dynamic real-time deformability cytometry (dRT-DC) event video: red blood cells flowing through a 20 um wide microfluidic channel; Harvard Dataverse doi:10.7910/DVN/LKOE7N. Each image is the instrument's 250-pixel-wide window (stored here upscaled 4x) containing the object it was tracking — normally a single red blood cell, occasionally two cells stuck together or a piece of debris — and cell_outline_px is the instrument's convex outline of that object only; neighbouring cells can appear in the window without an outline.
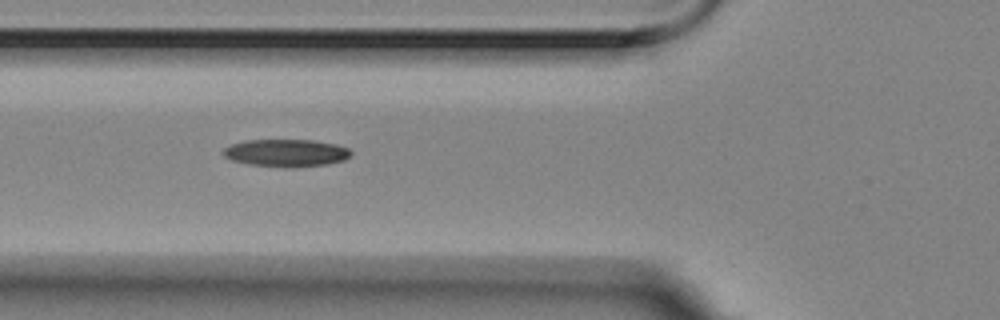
{"species": "Egyptian fruit bat (a non-hibernating species)", "species_latin": "Rousettus aegyptiacus", "temperature_condition": "room temperature", "stored_images_in_passage": 8, "camera_frame_rate_fps": 3000, "um_per_image_px": 0.085, "animal": {"sex": "female"}, "frame": {"image": 1, "passage_image": 3, "time_ms": 0.667, "image_size_px": [1000, 320], "cell_outline_px": [[352, 156], [344, 160], [328, 164], [248, 164], [232, 160], [224, 156], [220, 152], [224, 148], [232, 144], [244, 140], [312, 140], [336, 144], [348, 148], [352, 152]], "centroid_in_image_um": [24.31, 12.94], "position_along_channel_um": 101.5, "area_um2": 19.48}}
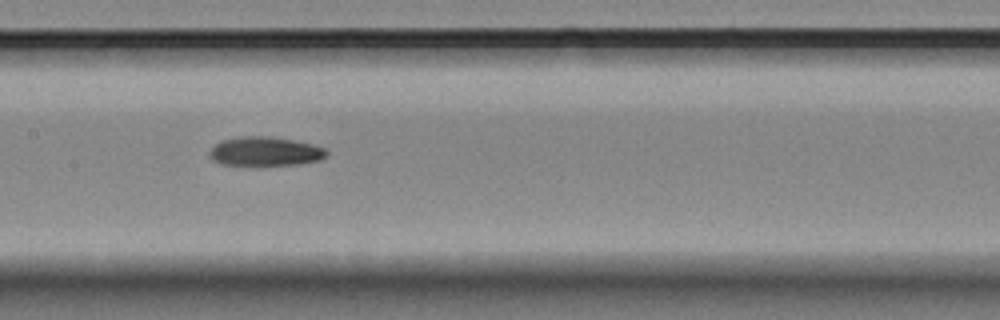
{"frame": {"image": 2, "passage_image": 5, "time_ms": 1.333, "image_size_px": [1000, 320], "cell_outline_px": [[328, 156], [320, 160], [300, 164], [220, 164], [212, 160], [208, 156], [208, 152], [220, 140], [240, 136], [268, 136], [292, 140], [312, 144], [324, 148], [328, 152]], "centroid_in_image_um": [22.52, 12.86], "position_along_channel_um": 184.9, "area_um2": 19.71}}
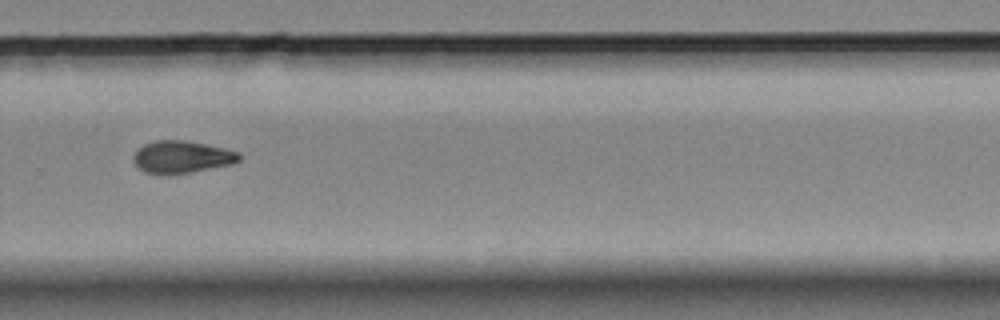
{"frame": {"image": 3, "passage_image": 8, "time_ms": 2.333, "image_size_px": [1000, 320], "cell_outline_px": [[240, 160], [232, 164], [192, 172], [168, 176], [164, 176], [144, 172], [132, 160], [132, 156], [136, 148], [144, 144], [156, 140], [184, 140], [224, 148], [240, 152]], "centroid_in_image_um": [15.41, 13.36], "position_along_channel_um": 314.4, "area_um2": 20.29}}